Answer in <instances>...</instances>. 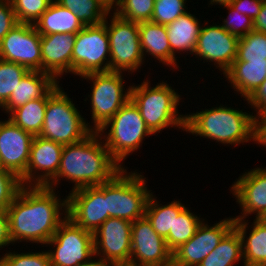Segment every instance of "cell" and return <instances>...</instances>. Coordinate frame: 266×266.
I'll return each mask as SVG.
<instances>
[{
  "instance_id": "cell-45",
  "label": "cell",
  "mask_w": 266,
  "mask_h": 266,
  "mask_svg": "<svg viewBox=\"0 0 266 266\" xmlns=\"http://www.w3.org/2000/svg\"><path fill=\"white\" fill-rule=\"evenodd\" d=\"M14 244L9 234V220L7 211L0 210V248Z\"/></svg>"
},
{
  "instance_id": "cell-10",
  "label": "cell",
  "mask_w": 266,
  "mask_h": 266,
  "mask_svg": "<svg viewBox=\"0 0 266 266\" xmlns=\"http://www.w3.org/2000/svg\"><path fill=\"white\" fill-rule=\"evenodd\" d=\"M111 14L113 16L110 24L109 14L106 17L110 43V71H128L132 74L141 68L145 60L139 39V25L118 17L114 12Z\"/></svg>"
},
{
  "instance_id": "cell-20",
  "label": "cell",
  "mask_w": 266,
  "mask_h": 266,
  "mask_svg": "<svg viewBox=\"0 0 266 266\" xmlns=\"http://www.w3.org/2000/svg\"><path fill=\"white\" fill-rule=\"evenodd\" d=\"M230 188L242 210V215L234 217V220H244L251 213H256V219L265 216L266 167H257L243 173Z\"/></svg>"
},
{
  "instance_id": "cell-34",
  "label": "cell",
  "mask_w": 266,
  "mask_h": 266,
  "mask_svg": "<svg viewBox=\"0 0 266 266\" xmlns=\"http://www.w3.org/2000/svg\"><path fill=\"white\" fill-rule=\"evenodd\" d=\"M238 61H257L266 59V33L253 30L239 38Z\"/></svg>"
},
{
  "instance_id": "cell-29",
  "label": "cell",
  "mask_w": 266,
  "mask_h": 266,
  "mask_svg": "<svg viewBox=\"0 0 266 266\" xmlns=\"http://www.w3.org/2000/svg\"><path fill=\"white\" fill-rule=\"evenodd\" d=\"M243 260L242 239L233 227L198 266H234Z\"/></svg>"
},
{
  "instance_id": "cell-36",
  "label": "cell",
  "mask_w": 266,
  "mask_h": 266,
  "mask_svg": "<svg viewBox=\"0 0 266 266\" xmlns=\"http://www.w3.org/2000/svg\"><path fill=\"white\" fill-rule=\"evenodd\" d=\"M53 0H10L19 23L32 24L48 9Z\"/></svg>"
},
{
  "instance_id": "cell-16",
  "label": "cell",
  "mask_w": 266,
  "mask_h": 266,
  "mask_svg": "<svg viewBox=\"0 0 266 266\" xmlns=\"http://www.w3.org/2000/svg\"><path fill=\"white\" fill-rule=\"evenodd\" d=\"M234 218H225L212 226L204 221L194 236L172 252V266H198L234 227Z\"/></svg>"
},
{
  "instance_id": "cell-12",
  "label": "cell",
  "mask_w": 266,
  "mask_h": 266,
  "mask_svg": "<svg viewBox=\"0 0 266 266\" xmlns=\"http://www.w3.org/2000/svg\"><path fill=\"white\" fill-rule=\"evenodd\" d=\"M0 59L30 71H42L41 35L34 25L19 23L0 41Z\"/></svg>"
},
{
  "instance_id": "cell-13",
  "label": "cell",
  "mask_w": 266,
  "mask_h": 266,
  "mask_svg": "<svg viewBox=\"0 0 266 266\" xmlns=\"http://www.w3.org/2000/svg\"><path fill=\"white\" fill-rule=\"evenodd\" d=\"M129 266H172V252L144 216L132 222Z\"/></svg>"
},
{
  "instance_id": "cell-51",
  "label": "cell",
  "mask_w": 266,
  "mask_h": 266,
  "mask_svg": "<svg viewBox=\"0 0 266 266\" xmlns=\"http://www.w3.org/2000/svg\"><path fill=\"white\" fill-rule=\"evenodd\" d=\"M262 220L266 222V214H265V216L262 218Z\"/></svg>"
},
{
  "instance_id": "cell-21",
  "label": "cell",
  "mask_w": 266,
  "mask_h": 266,
  "mask_svg": "<svg viewBox=\"0 0 266 266\" xmlns=\"http://www.w3.org/2000/svg\"><path fill=\"white\" fill-rule=\"evenodd\" d=\"M73 33L41 35L42 72L56 80L65 73H72V52L76 40Z\"/></svg>"
},
{
  "instance_id": "cell-35",
  "label": "cell",
  "mask_w": 266,
  "mask_h": 266,
  "mask_svg": "<svg viewBox=\"0 0 266 266\" xmlns=\"http://www.w3.org/2000/svg\"><path fill=\"white\" fill-rule=\"evenodd\" d=\"M155 0H119L114 13L130 22L151 21Z\"/></svg>"
},
{
  "instance_id": "cell-44",
  "label": "cell",
  "mask_w": 266,
  "mask_h": 266,
  "mask_svg": "<svg viewBox=\"0 0 266 266\" xmlns=\"http://www.w3.org/2000/svg\"><path fill=\"white\" fill-rule=\"evenodd\" d=\"M252 140L266 147V113L254 114Z\"/></svg>"
},
{
  "instance_id": "cell-3",
  "label": "cell",
  "mask_w": 266,
  "mask_h": 266,
  "mask_svg": "<svg viewBox=\"0 0 266 266\" xmlns=\"http://www.w3.org/2000/svg\"><path fill=\"white\" fill-rule=\"evenodd\" d=\"M184 131L221 144L240 145L252 141L253 114L220 105L185 114Z\"/></svg>"
},
{
  "instance_id": "cell-22",
  "label": "cell",
  "mask_w": 266,
  "mask_h": 266,
  "mask_svg": "<svg viewBox=\"0 0 266 266\" xmlns=\"http://www.w3.org/2000/svg\"><path fill=\"white\" fill-rule=\"evenodd\" d=\"M59 81L42 71H29L1 107L4 113L25 105L30 100L43 98Z\"/></svg>"
},
{
  "instance_id": "cell-49",
  "label": "cell",
  "mask_w": 266,
  "mask_h": 266,
  "mask_svg": "<svg viewBox=\"0 0 266 266\" xmlns=\"http://www.w3.org/2000/svg\"><path fill=\"white\" fill-rule=\"evenodd\" d=\"M234 0H210V3L209 5H220L221 7L223 6H228V5H231V3L233 2Z\"/></svg>"
},
{
  "instance_id": "cell-42",
  "label": "cell",
  "mask_w": 266,
  "mask_h": 266,
  "mask_svg": "<svg viewBox=\"0 0 266 266\" xmlns=\"http://www.w3.org/2000/svg\"><path fill=\"white\" fill-rule=\"evenodd\" d=\"M264 0H234L231 6L241 14H245L253 21L260 13Z\"/></svg>"
},
{
  "instance_id": "cell-39",
  "label": "cell",
  "mask_w": 266,
  "mask_h": 266,
  "mask_svg": "<svg viewBox=\"0 0 266 266\" xmlns=\"http://www.w3.org/2000/svg\"><path fill=\"white\" fill-rule=\"evenodd\" d=\"M224 8H227L229 15L222 21L221 26L230 34L241 38L254 30V21L250 17L239 13L231 5Z\"/></svg>"
},
{
  "instance_id": "cell-26",
  "label": "cell",
  "mask_w": 266,
  "mask_h": 266,
  "mask_svg": "<svg viewBox=\"0 0 266 266\" xmlns=\"http://www.w3.org/2000/svg\"><path fill=\"white\" fill-rule=\"evenodd\" d=\"M198 18L189 12L180 15L173 22L166 25L168 41L171 47V52L175 53L187 51L189 54H194L197 44V39L201 31V24ZM176 51V52H175Z\"/></svg>"
},
{
  "instance_id": "cell-24",
  "label": "cell",
  "mask_w": 266,
  "mask_h": 266,
  "mask_svg": "<svg viewBox=\"0 0 266 266\" xmlns=\"http://www.w3.org/2000/svg\"><path fill=\"white\" fill-rule=\"evenodd\" d=\"M253 222L249 236L248 220H235L234 228L242 239L244 266H263L266 264V222L256 218Z\"/></svg>"
},
{
  "instance_id": "cell-41",
  "label": "cell",
  "mask_w": 266,
  "mask_h": 266,
  "mask_svg": "<svg viewBox=\"0 0 266 266\" xmlns=\"http://www.w3.org/2000/svg\"><path fill=\"white\" fill-rule=\"evenodd\" d=\"M19 24L10 0H0V41Z\"/></svg>"
},
{
  "instance_id": "cell-30",
  "label": "cell",
  "mask_w": 266,
  "mask_h": 266,
  "mask_svg": "<svg viewBox=\"0 0 266 266\" xmlns=\"http://www.w3.org/2000/svg\"><path fill=\"white\" fill-rule=\"evenodd\" d=\"M47 107V94L41 99H34L12 110L8 119L33 136H39L44 123Z\"/></svg>"
},
{
  "instance_id": "cell-32",
  "label": "cell",
  "mask_w": 266,
  "mask_h": 266,
  "mask_svg": "<svg viewBox=\"0 0 266 266\" xmlns=\"http://www.w3.org/2000/svg\"><path fill=\"white\" fill-rule=\"evenodd\" d=\"M78 17L84 26L99 25L110 11L98 0H55Z\"/></svg>"
},
{
  "instance_id": "cell-27",
  "label": "cell",
  "mask_w": 266,
  "mask_h": 266,
  "mask_svg": "<svg viewBox=\"0 0 266 266\" xmlns=\"http://www.w3.org/2000/svg\"><path fill=\"white\" fill-rule=\"evenodd\" d=\"M34 27L40 35L53 33L77 34L84 28V25L69 9L53 0L48 9L35 22Z\"/></svg>"
},
{
  "instance_id": "cell-25",
  "label": "cell",
  "mask_w": 266,
  "mask_h": 266,
  "mask_svg": "<svg viewBox=\"0 0 266 266\" xmlns=\"http://www.w3.org/2000/svg\"><path fill=\"white\" fill-rule=\"evenodd\" d=\"M224 75L246 100L266 79V59L249 62L235 59Z\"/></svg>"
},
{
  "instance_id": "cell-4",
  "label": "cell",
  "mask_w": 266,
  "mask_h": 266,
  "mask_svg": "<svg viewBox=\"0 0 266 266\" xmlns=\"http://www.w3.org/2000/svg\"><path fill=\"white\" fill-rule=\"evenodd\" d=\"M149 83L147 79L138 86H130V99L139 108L149 130L155 134L170 126L184 131L185 115L177 110L180 95L163 81L155 87Z\"/></svg>"
},
{
  "instance_id": "cell-1",
  "label": "cell",
  "mask_w": 266,
  "mask_h": 266,
  "mask_svg": "<svg viewBox=\"0 0 266 266\" xmlns=\"http://www.w3.org/2000/svg\"><path fill=\"white\" fill-rule=\"evenodd\" d=\"M55 193L56 190L47 186L20 188L7 209L12 242L45 245L52 238L59 224L67 217V198L61 200Z\"/></svg>"
},
{
  "instance_id": "cell-14",
  "label": "cell",
  "mask_w": 266,
  "mask_h": 266,
  "mask_svg": "<svg viewBox=\"0 0 266 266\" xmlns=\"http://www.w3.org/2000/svg\"><path fill=\"white\" fill-rule=\"evenodd\" d=\"M67 217L84 230L94 233L108 218L104 183L70 191Z\"/></svg>"
},
{
  "instance_id": "cell-47",
  "label": "cell",
  "mask_w": 266,
  "mask_h": 266,
  "mask_svg": "<svg viewBox=\"0 0 266 266\" xmlns=\"http://www.w3.org/2000/svg\"><path fill=\"white\" fill-rule=\"evenodd\" d=\"M94 258V260H93ZM97 260V261H96ZM80 266H118L116 263L107 261L103 258L95 259V257H91L87 262H84Z\"/></svg>"
},
{
  "instance_id": "cell-38",
  "label": "cell",
  "mask_w": 266,
  "mask_h": 266,
  "mask_svg": "<svg viewBox=\"0 0 266 266\" xmlns=\"http://www.w3.org/2000/svg\"><path fill=\"white\" fill-rule=\"evenodd\" d=\"M0 266H51L47 251L16 253L7 252L0 257Z\"/></svg>"
},
{
  "instance_id": "cell-28",
  "label": "cell",
  "mask_w": 266,
  "mask_h": 266,
  "mask_svg": "<svg viewBox=\"0 0 266 266\" xmlns=\"http://www.w3.org/2000/svg\"><path fill=\"white\" fill-rule=\"evenodd\" d=\"M154 197L151 192L146 203L144 216L151 223L156 233L166 239L169 231L173 230L174 214H179L185 208V205L177 200L162 205Z\"/></svg>"
},
{
  "instance_id": "cell-33",
  "label": "cell",
  "mask_w": 266,
  "mask_h": 266,
  "mask_svg": "<svg viewBox=\"0 0 266 266\" xmlns=\"http://www.w3.org/2000/svg\"><path fill=\"white\" fill-rule=\"evenodd\" d=\"M29 71L23 65L0 59V108L8 101L22 78Z\"/></svg>"
},
{
  "instance_id": "cell-46",
  "label": "cell",
  "mask_w": 266,
  "mask_h": 266,
  "mask_svg": "<svg viewBox=\"0 0 266 266\" xmlns=\"http://www.w3.org/2000/svg\"><path fill=\"white\" fill-rule=\"evenodd\" d=\"M254 30L266 33V0L263 1L260 13L254 20Z\"/></svg>"
},
{
  "instance_id": "cell-17",
  "label": "cell",
  "mask_w": 266,
  "mask_h": 266,
  "mask_svg": "<svg viewBox=\"0 0 266 266\" xmlns=\"http://www.w3.org/2000/svg\"><path fill=\"white\" fill-rule=\"evenodd\" d=\"M238 43L239 38L221 24L206 25L201 28L193 56L200 57L201 61L214 62L224 74L237 57Z\"/></svg>"
},
{
  "instance_id": "cell-40",
  "label": "cell",
  "mask_w": 266,
  "mask_h": 266,
  "mask_svg": "<svg viewBox=\"0 0 266 266\" xmlns=\"http://www.w3.org/2000/svg\"><path fill=\"white\" fill-rule=\"evenodd\" d=\"M22 187L20 179L7 170H0V210L7 211Z\"/></svg>"
},
{
  "instance_id": "cell-43",
  "label": "cell",
  "mask_w": 266,
  "mask_h": 266,
  "mask_svg": "<svg viewBox=\"0 0 266 266\" xmlns=\"http://www.w3.org/2000/svg\"><path fill=\"white\" fill-rule=\"evenodd\" d=\"M245 101L257 114L266 113V79Z\"/></svg>"
},
{
  "instance_id": "cell-11",
  "label": "cell",
  "mask_w": 266,
  "mask_h": 266,
  "mask_svg": "<svg viewBox=\"0 0 266 266\" xmlns=\"http://www.w3.org/2000/svg\"><path fill=\"white\" fill-rule=\"evenodd\" d=\"M54 247L47 250L51 266H80L94 256L93 233L76 225L69 217L59 224L46 243Z\"/></svg>"
},
{
  "instance_id": "cell-18",
  "label": "cell",
  "mask_w": 266,
  "mask_h": 266,
  "mask_svg": "<svg viewBox=\"0 0 266 266\" xmlns=\"http://www.w3.org/2000/svg\"><path fill=\"white\" fill-rule=\"evenodd\" d=\"M63 148L62 144L34 136L26 172L20 178L22 186H46L58 173Z\"/></svg>"
},
{
  "instance_id": "cell-31",
  "label": "cell",
  "mask_w": 266,
  "mask_h": 266,
  "mask_svg": "<svg viewBox=\"0 0 266 266\" xmlns=\"http://www.w3.org/2000/svg\"><path fill=\"white\" fill-rule=\"evenodd\" d=\"M203 221V218L193 214L188 207H185L179 214H174L173 230L169 231L165 239L168 249L173 252L189 241Z\"/></svg>"
},
{
  "instance_id": "cell-50",
  "label": "cell",
  "mask_w": 266,
  "mask_h": 266,
  "mask_svg": "<svg viewBox=\"0 0 266 266\" xmlns=\"http://www.w3.org/2000/svg\"><path fill=\"white\" fill-rule=\"evenodd\" d=\"M0 170H4L1 158H0Z\"/></svg>"
},
{
  "instance_id": "cell-8",
  "label": "cell",
  "mask_w": 266,
  "mask_h": 266,
  "mask_svg": "<svg viewBox=\"0 0 266 266\" xmlns=\"http://www.w3.org/2000/svg\"><path fill=\"white\" fill-rule=\"evenodd\" d=\"M92 81L91 101L92 131H98L120 108L130 100V86L125 90L123 72H94L81 76ZM125 90V91H124ZM94 126V127H93Z\"/></svg>"
},
{
  "instance_id": "cell-9",
  "label": "cell",
  "mask_w": 266,
  "mask_h": 266,
  "mask_svg": "<svg viewBox=\"0 0 266 266\" xmlns=\"http://www.w3.org/2000/svg\"><path fill=\"white\" fill-rule=\"evenodd\" d=\"M106 71H110V43L105 19L99 25L84 26L77 33L72 52V74L81 77Z\"/></svg>"
},
{
  "instance_id": "cell-6",
  "label": "cell",
  "mask_w": 266,
  "mask_h": 266,
  "mask_svg": "<svg viewBox=\"0 0 266 266\" xmlns=\"http://www.w3.org/2000/svg\"><path fill=\"white\" fill-rule=\"evenodd\" d=\"M109 127L107 133L106 130ZM97 132L102 139H105L104 144L110 155L122 168L125 167L121 162L130 153L140 148L146 136L153 135L142 118L139 108L131 99ZM103 133H107L106 136Z\"/></svg>"
},
{
  "instance_id": "cell-7",
  "label": "cell",
  "mask_w": 266,
  "mask_h": 266,
  "mask_svg": "<svg viewBox=\"0 0 266 266\" xmlns=\"http://www.w3.org/2000/svg\"><path fill=\"white\" fill-rule=\"evenodd\" d=\"M143 174L120 170L111 180L104 183V199L110 217L134 222L144 217L151 190L147 189Z\"/></svg>"
},
{
  "instance_id": "cell-2",
  "label": "cell",
  "mask_w": 266,
  "mask_h": 266,
  "mask_svg": "<svg viewBox=\"0 0 266 266\" xmlns=\"http://www.w3.org/2000/svg\"><path fill=\"white\" fill-rule=\"evenodd\" d=\"M122 169L99 133L92 131L82 141L64 145L58 173L46 186L55 190L60 178L74 183L72 191L98 186L111 180Z\"/></svg>"
},
{
  "instance_id": "cell-37",
  "label": "cell",
  "mask_w": 266,
  "mask_h": 266,
  "mask_svg": "<svg viewBox=\"0 0 266 266\" xmlns=\"http://www.w3.org/2000/svg\"><path fill=\"white\" fill-rule=\"evenodd\" d=\"M187 0H155L151 21L168 25L186 11Z\"/></svg>"
},
{
  "instance_id": "cell-23",
  "label": "cell",
  "mask_w": 266,
  "mask_h": 266,
  "mask_svg": "<svg viewBox=\"0 0 266 266\" xmlns=\"http://www.w3.org/2000/svg\"><path fill=\"white\" fill-rule=\"evenodd\" d=\"M141 49L145 58L146 54L153 56L160 63L178 68L177 57L171 52L166 26L152 21L138 23ZM170 65V66H169Z\"/></svg>"
},
{
  "instance_id": "cell-19",
  "label": "cell",
  "mask_w": 266,
  "mask_h": 266,
  "mask_svg": "<svg viewBox=\"0 0 266 266\" xmlns=\"http://www.w3.org/2000/svg\"><path fill=\"white\" fill-rule=\"evenodd\" d=\"M34 136L11 120H0V158L4 170L19 179L25 174Z\"/></svg>"
},
{
  "instance_id": "cell-15",
  "label": "cell",
  "mask_w": 266,
  "mask_h": 266,
  "mask_svg": "<svg viewBox=\"0 0 266 266\" xmlns=\"http://www.w3.org/2000/svg\"><path fill=\"white\" fill-rule=\"evenodd\" d=\"M131 228L132 222L115 217L108 218L93 233L94 256L114 262L118 266H129Z\"/></svg>"
},
{
  "instance_id": "cell-5",
  "label": "cell",
  "mask_w": 266,
  "mask_h": 266,
  "mask_svg": "<svg viewBox=\"0 0 266 266\" xmlns=\"http://www.w3.org/2000/svg\"><path fill=\"white\" fill-rule=\"evenodd\" d=\"M58 84L47 93L45 118L39 136L64 146L82 141L92 130Z\"/></svg>"
},
{
  "instance_id": "cell-48",
  "label": "cell",
  "mask_w": 266,
  "mask_h": 266,
  "mask_svg": "<svg viewBox=\"0 0 266 266\" xmlns=\"http://www.w3.org/2000/svg\"><path fill=\"white\" fill-rule=\"evenodd\" d=\"M102 5H104L109 11H112L113 8H117L119 0H98Z\"/></svg>"
}]
</instances>
